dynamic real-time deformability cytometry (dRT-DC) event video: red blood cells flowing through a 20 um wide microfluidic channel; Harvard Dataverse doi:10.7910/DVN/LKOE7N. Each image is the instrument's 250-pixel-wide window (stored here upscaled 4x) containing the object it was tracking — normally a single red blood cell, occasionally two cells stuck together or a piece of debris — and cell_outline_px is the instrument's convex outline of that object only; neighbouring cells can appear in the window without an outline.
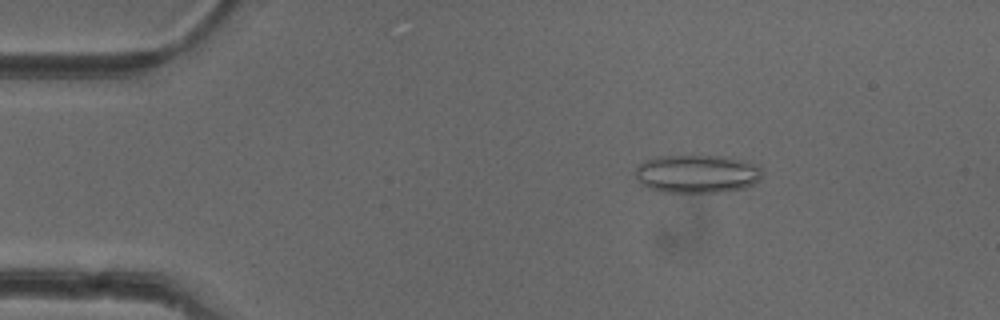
{"species": "common noctule bat (a hibernating species)", "species_latin": "Nyctalus noctula", "temperature_condition": "cold", "stored_images_in_passage": 51, "camera_frame_rate_fps": 3000, "um_per_image_px": 0.085, "animal": {"sex": "female"}, "frame": {"image": 1, "passage_image": 8, "time_ms": 2.333, "image_size_px": [1000, 320], "cell_outline_px": [[760, 180], [744, 188], [724, 192], [664, 192], [648, 188], [640, 184], [636, 176], [636, 168], [640, 164], [648, 160], [660, 156], [720, 156], [760, 164]], "centroid_in_image_um": [59.26, 14.79], "position_along_channel_um": 25.7, "area_um2": 28.15}}
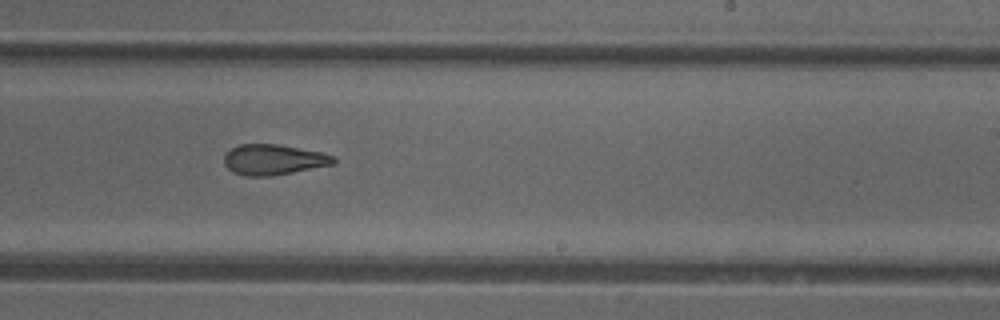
{"frame": {"image": 2, "passage_image": 31, "time_ms": 10.0, "image_size_px": [1000, 320], "cell_outline_px": [[336, 164], [272, 176], [248, 176], [232, 172], [224, 164], [224, 156], [232, 148], [240, 144], [276, 144], [320, 152], [332, 156], [336, 160]], "centroid_in_image_um": [23.24, 13.58], "position_along_channel_um": 265.8, "area_um2": 19.31}}
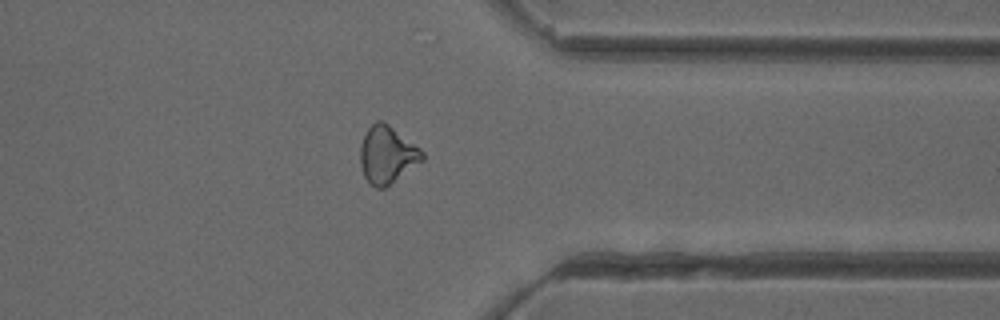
{"frame": {"image": 3, "passage_image": 40, "time_ms": 13.0, "image_size_px": [1000, 320], "cell_outline_px": [[424, 160], [384, 188], [376, 188], [368, 184], [364, 176], [360, 164], [360, 144], [368, 128], [376, 120], [384, 120], [420, 148], [424, 152]], "centroid_in_image_um": [32.9, 13.15], "position_along_channel_um": 378.5, "area_um2": 20.87}, "authors_computed_cell_mechanics": {"area_um2": 20.8658, "velocity_mm_per_s": 3.9885, "shape_relaxation_time_tau1_ms": null, "shape_relaxation_time_tau2_ms": 3.8253, "deformation_change_tau1": null, "deformation_change_tau2": 0.1321}}